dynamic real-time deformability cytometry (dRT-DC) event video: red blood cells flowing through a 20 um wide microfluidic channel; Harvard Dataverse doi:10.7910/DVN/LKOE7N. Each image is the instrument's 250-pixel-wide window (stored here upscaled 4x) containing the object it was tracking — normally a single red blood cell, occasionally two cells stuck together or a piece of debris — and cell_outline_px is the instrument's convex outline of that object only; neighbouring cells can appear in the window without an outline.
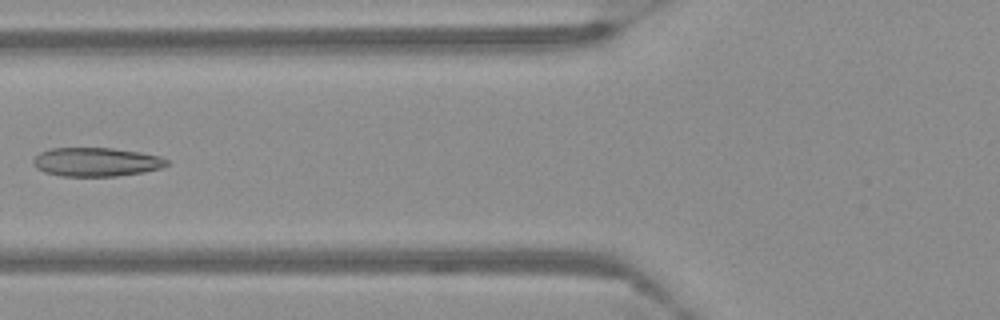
{"species": "Egyptian fruit bat (a non-hibernating species)", "species_latin": "Rousettus aegyptiacus", "temperature_condition": "warm", "stored_images_in_passage": 11, "camera_frame_rate_fps": 3000, "um_per_image_px": 0.085, "frame": {"image": 1, "passage_image": 11, "time_ms": 3.333, "image_size_px": [1000, 320], "cell_outline_px": [[648, 296], [532, 276], [524, 272], [532, 268], [548, 268], [616, 272], [628, 276]], "centroid_in_image_um": [50.14, 23.7], "position_along_channel_um": 75.7, "area_um2": 11.21}}